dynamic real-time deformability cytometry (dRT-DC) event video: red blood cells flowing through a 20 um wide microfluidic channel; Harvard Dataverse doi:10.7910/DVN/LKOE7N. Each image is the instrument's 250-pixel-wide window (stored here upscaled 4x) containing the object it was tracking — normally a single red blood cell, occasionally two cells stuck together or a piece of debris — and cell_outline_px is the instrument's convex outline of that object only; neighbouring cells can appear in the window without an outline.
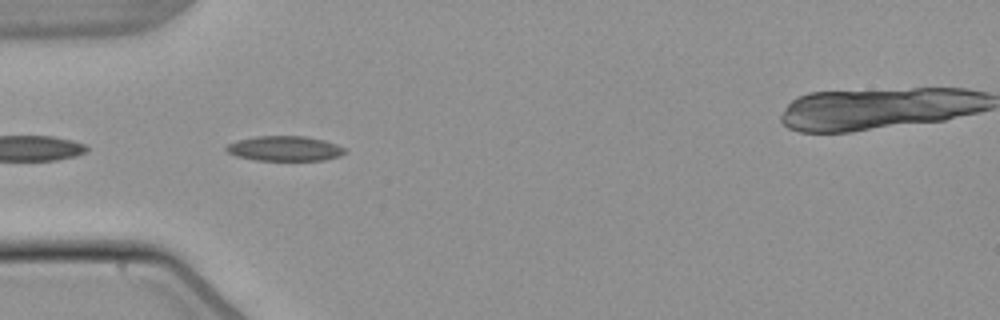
{"species": "common noctule bat (a hibernating species)", "species_latin": "Nyctalus noctula", "temperature_condition": "warm", "stored_images_in_passage": 5, "camera_frame_rate_fps": 3000, "um_per_image_px": 0.085, "animal": {"sex": "male", "body_mass_g": 21.5, "forearm_length_mm": 52.0}, "frame": {"image": 1, "passage_image": 2, "time_ms": 0.333, "image_size_px": [1000, 320], "cell_outline_px": [[348, 152], [340, 156], [324, 160], [256, 160], [236, 156], [228, 152], [224, 148], [228, 144], [236, 140], [256, 136], [304, 136], [324, 140], [336, 144], [344, 148]], "centroid_in_image_um": [24.2, 12.62], "position_along_channel_um": 60.8, "area_um2": 17.28}}